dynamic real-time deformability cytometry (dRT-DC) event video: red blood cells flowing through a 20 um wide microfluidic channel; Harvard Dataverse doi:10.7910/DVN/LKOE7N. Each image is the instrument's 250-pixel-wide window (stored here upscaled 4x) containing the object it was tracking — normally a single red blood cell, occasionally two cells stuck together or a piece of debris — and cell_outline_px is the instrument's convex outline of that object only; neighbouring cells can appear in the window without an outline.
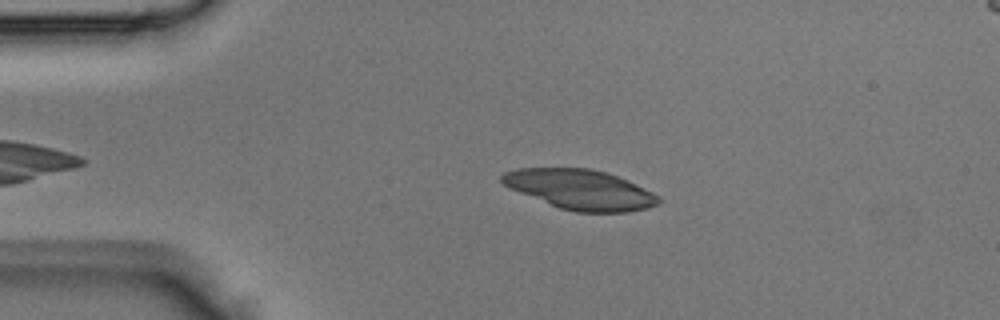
{"species": "Egyptian fruit bat (a non-hibernating species)", "species_latin": "Rousettus aegyptiacus", "temperature_condition": "room temperature", "stored_images_in_passage": 5, "camera_frame_rate_fps": 3000, "um_per_image_px": 0.085, "animal": {"sex": "male"}, "frame": {"image": 1, "passage_image": 3, "time_ms": 0.667, "image_size_px": [1000, 320], "cell_outline_px": [[660, 204], [648, 208], [628, 212], [576, 212], [560, 208], [520, 192], [504, 184], [500, 180], [500, 176], [504, 172], [516, 168], [588, 168], [604, 172], [628, 180], [660, 196]], "centroid_in_image_um": [49.35, 16.11], "position_along_channel_um": 35.6, "area_um2": 36.13}}